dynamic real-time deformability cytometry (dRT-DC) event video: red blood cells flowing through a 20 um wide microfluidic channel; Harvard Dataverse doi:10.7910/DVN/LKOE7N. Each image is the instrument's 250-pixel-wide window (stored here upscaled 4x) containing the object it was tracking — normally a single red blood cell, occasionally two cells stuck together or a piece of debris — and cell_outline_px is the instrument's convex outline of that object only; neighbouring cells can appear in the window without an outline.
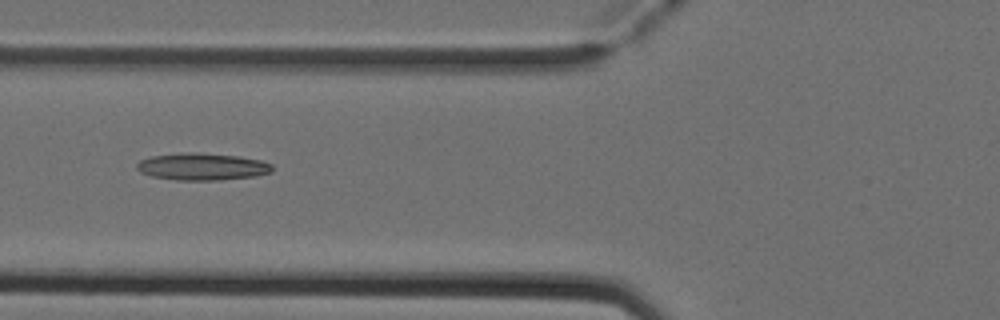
{"species": "Egyptian fruit bat (a non-hibernating species)", "species_latin": "Rousettus aegyptiacus", "temperature_condition": "cold", "stored_images_in_passage": 4, "camera_frame_rate_fps": 3000, "um_per_image_px": 0.085, "animal": {"sex": "female"}, "frame": {"image": 1, "passage_image": 4, "time_ms": 1.0, "image_size_px": [1000, 320], "cell_outline_px": [[272, 172], [256, 176], [220, 180], [176, 180], [152, 176], [140, 172], [136, 168], [136, 164], [140, 160], [152, 156], [188, 152], [192, 152], [240, 156], [264, 160], [272, 164]], "centroid_in_image_um": [17.22, 14.16], "position_along_channel_um": 108.6, "area_um2": 21.5}}